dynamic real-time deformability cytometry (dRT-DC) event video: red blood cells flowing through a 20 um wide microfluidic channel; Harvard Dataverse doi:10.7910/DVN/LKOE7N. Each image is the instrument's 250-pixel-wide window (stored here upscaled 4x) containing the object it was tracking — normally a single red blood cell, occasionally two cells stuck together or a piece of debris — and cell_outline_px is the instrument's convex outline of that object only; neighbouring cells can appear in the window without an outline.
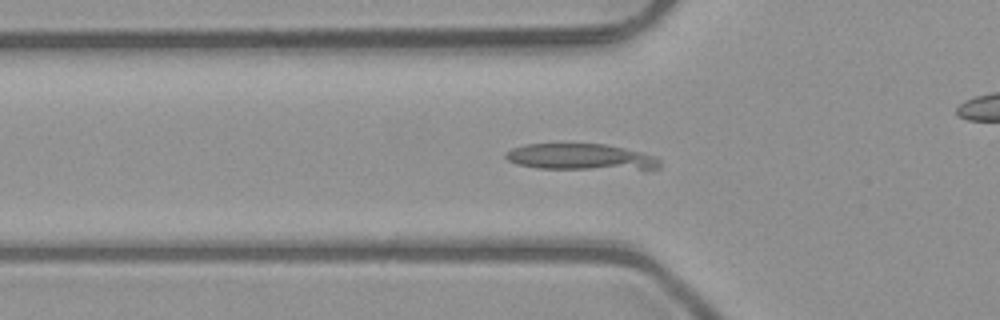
{"species": "common noctule bat (a hibernating species)", "species_latin": "Nyctalus noctula", "temperature_condition": "room temperature", "stored_images_in_passage": 53, "camera_frame_rate_fps": 3000, "um_per_image_px": 0.085, "animal": {"sex": "male", "body_mass_g": 23.1, "forearm_length_mm": 52.7}, "frame": {"image": 1, "passage_image": 18, "time_ms": 5.667, "image_size_px": [1000, 320], "cell_outline_px": [[660, 168], [648, 172], [644, 172], [536, 168], [516, 164], [508, 160], [504, 156], [504, 152], [512, 148], [524, 144], [608, 144], [656, 156], [660, 160]], "centroid_in_image_um": [49.5, 13.4], "position_along_channel_um": 76.3, "area_um2": 24.97}}
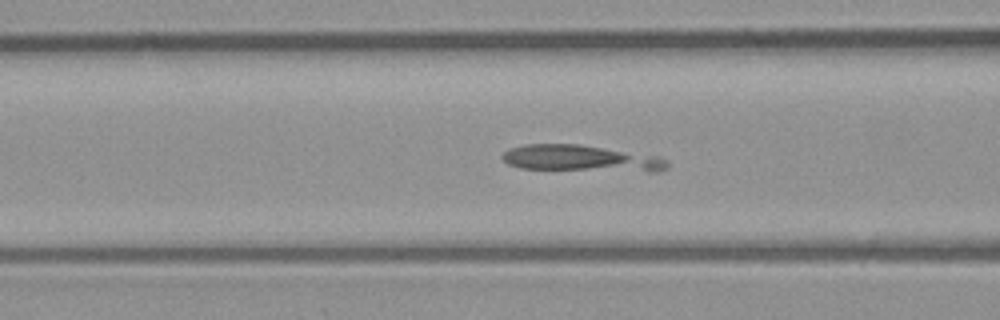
{"frame": {"image": 2, "passage_image": 21, "time_ms": 6.667, "image_size_px": [1000, 320], "cell_outline_px": [[668, 168], [660, 172], [648, 172], [520, 168], [508, 164], [500, 156], [508, 148], [524, 144], [580, 144], [660, 156], [668, 160]], "centroid_in_image_um": [49.44, 13.47], "position_along_channel_um": 117.2, "area_um2": 25.84}}